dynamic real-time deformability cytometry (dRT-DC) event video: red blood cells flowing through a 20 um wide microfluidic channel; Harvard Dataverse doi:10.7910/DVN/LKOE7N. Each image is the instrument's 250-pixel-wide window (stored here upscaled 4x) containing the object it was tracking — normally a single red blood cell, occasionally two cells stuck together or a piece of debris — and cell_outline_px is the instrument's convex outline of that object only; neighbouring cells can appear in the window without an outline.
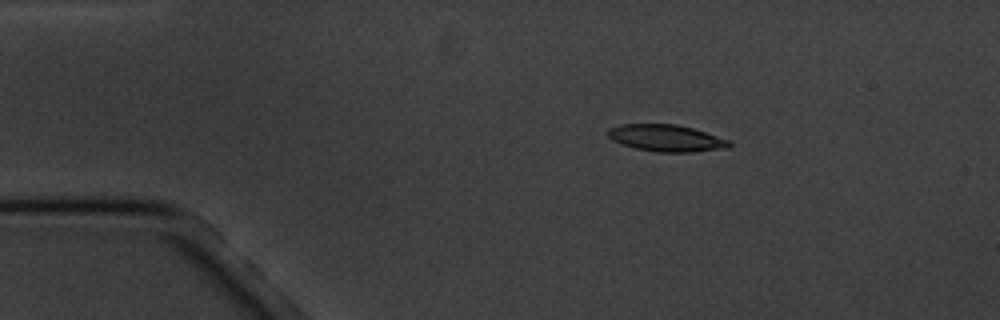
{"species": "common noctule bat (a hibernating species)", "species_latin": "Nyctalus noctula", "temperature_condition": "cold", "stored_images_in_passage": 3, "camera_frame_rate_fps": 3000, "um_per_image_px": 0.085, "animal": {"sex": "male", "body_mass_g": 20.1, "forearm_length_mm": 53.5}, "frame": {"image": 1, "passage_image": 1, "time_ms": 0.0, "image_size_px": [1000, 320], "cell_outline_px": [[732, 144], [728, 148], [692, 152], [656, 152], [636, 148], [612, 140], [608, 136], [608, 128], [620, 124], [676, 124], [692, 128], [732, 140]], "centroid_in_image_um": [56.67, 11.73], "position_along_channel_um": 28.3, "area_um2": 19.02}}
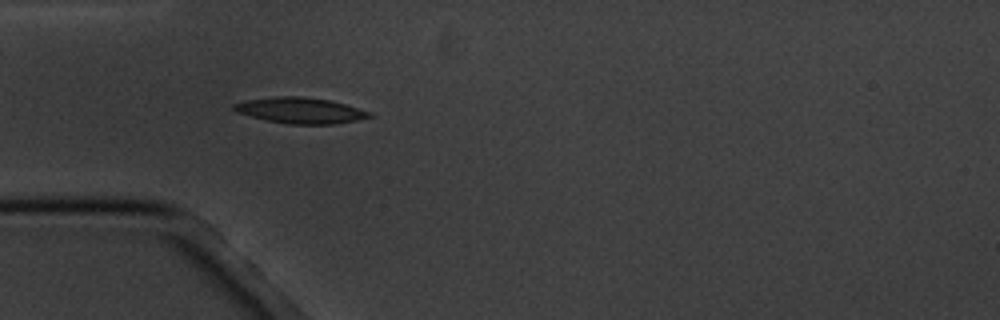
{"frame": {"image": 2, "passage_image": 3, "time_ms": 2.333, "image_size_px": [1000, 320], "cell_outline_px": [[376, 116], [356, 120], [332, 124], [288, 124], [268, 120], [236, 112], [232, 108], [232, 104], [244, 100], [276, 96], [300, 96], [328, 100], [344, 104], [372, 112]], "centroid_in_image_um": [25.53, 9.38], "position_along_channel_um": 59.5, "area_um2": 20.35}}